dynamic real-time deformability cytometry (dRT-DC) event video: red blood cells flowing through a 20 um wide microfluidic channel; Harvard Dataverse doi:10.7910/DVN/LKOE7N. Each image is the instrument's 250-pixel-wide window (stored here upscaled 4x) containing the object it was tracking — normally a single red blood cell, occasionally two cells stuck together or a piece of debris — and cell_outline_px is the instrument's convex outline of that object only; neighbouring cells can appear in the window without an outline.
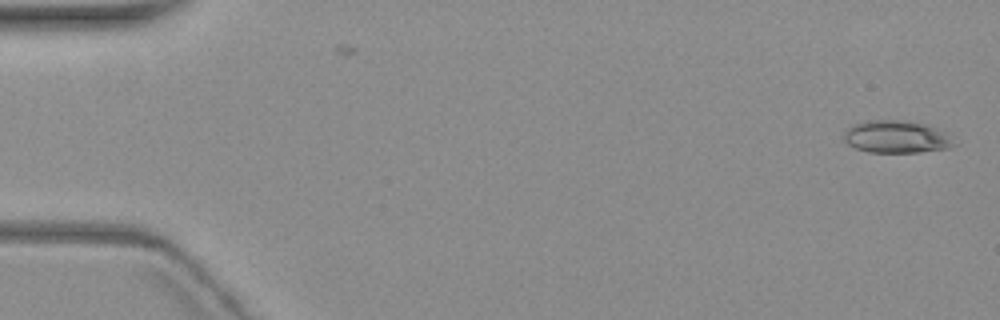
{"species": "common noctule bat (a hibernating species)", "species_latin": "Nyctalus noctula", "temperature_condition": "warm", "stored_images_in_passage": 5, "camera_frame_rate_fps": 3000, "um_per_image_px": 0.085, "animal": {"sex": "female", "body_mass_g": 19.3, "forearm_length_mm": 54.1}, "frame": {"image": 1, "passage_image": 1, "time_ms": 0.0, "image_size_px": [1000, 320], "cell_outline_px": [[956, 144], [948, 148], [916, 152], [868, 152], [856, 148], [848, 144], [844, 140], [844, 132], [848, 128], [856, 124], [872, 120], [904, 120], [924, 124], [940, 132]], "centroid_in_image_um": [76.11, 11.64], "position_along_channel_um": 8.9, "area_um2": 20.11}}
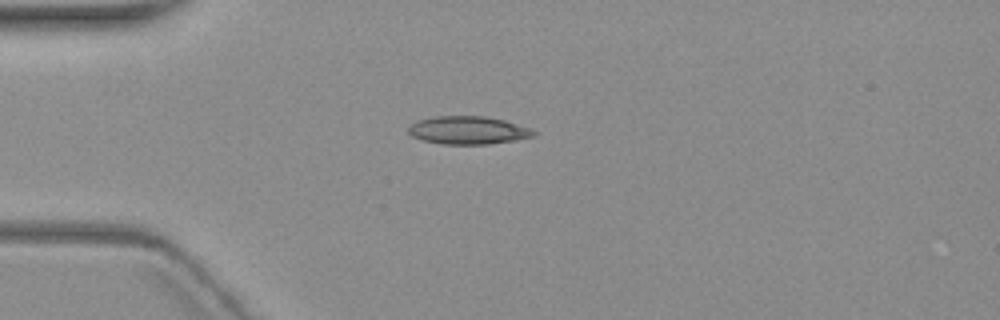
{"frame": {"image": 2, "passage_image": 5, "time_ms": 4.667, "image_size_px": [1000, 320], "cell_outline_px": [[536, 132], [532, 136], [512, 140], [488, 144], [440, 144], [424, 140], [412, 136], [408, 132], [408, 128], [416, 120], [436, 116], [484, 116], [504, 120], [528, 128]], "centroid_in_image_um": [39.72, 11.06], "position_along_channel_um": 45.3, "area_um2": 20.11}}